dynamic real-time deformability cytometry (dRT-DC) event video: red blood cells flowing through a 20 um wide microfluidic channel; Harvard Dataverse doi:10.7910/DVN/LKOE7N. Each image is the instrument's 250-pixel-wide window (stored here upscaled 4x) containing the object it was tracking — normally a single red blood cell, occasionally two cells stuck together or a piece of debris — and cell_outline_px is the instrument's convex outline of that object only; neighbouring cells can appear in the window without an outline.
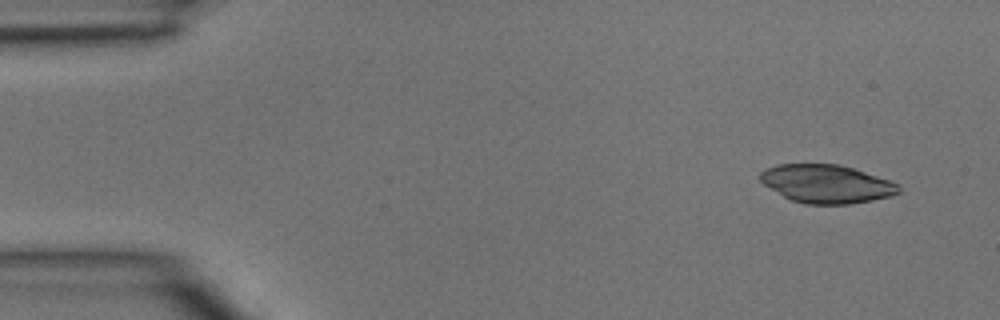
{"species": "common noctule bat (a hibernating species)", "species_latin": "Nyctalus noctula", "temperature_condition": "room temperature", "stored_images_in_passage": 4, "camera_frame_rate_fps": 3000, "um_per_image_px": 0.085, "animal": {"sex": "male", "body_mass_g": 15.6}, "frame": {"image": 1, "passage_image": 1, "time_ms": 0.0, "image_size_px": [1000, 320], "cell_outline_px": [[900, 192], [888, 196], [872, 200], [848, 204], [804, 204], [792, 200], [784, 196], [764, 184], [760, 180], [760, 172], [764, 168], [776, 164], [840, 164], [900, 184]], "centroid_in_image_um": [70.23, 15.62], "position_along_channel_um": 14.8, "area_um2": 30.69}}